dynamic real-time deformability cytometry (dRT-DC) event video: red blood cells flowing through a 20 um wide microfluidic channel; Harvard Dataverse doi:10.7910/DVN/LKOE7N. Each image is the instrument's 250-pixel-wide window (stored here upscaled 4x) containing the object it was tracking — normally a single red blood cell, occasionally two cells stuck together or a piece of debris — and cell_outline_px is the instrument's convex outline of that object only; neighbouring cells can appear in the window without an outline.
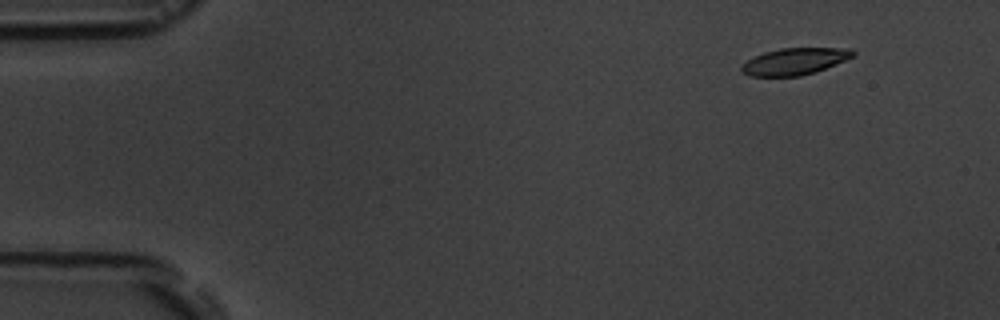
{"species": "common noctule bat (a hibernating species)", "species_latin": "Nyctalus noctula", "temperature_condition": "room temperature", "stored_images_in_passage": 6, "camera_frame_rate_fps": 3000, "um_per_image_px": 0.085, "animal": {"sex": "male", "body_mass_g": 19.5, "forearm_length_mm": 54.6}, "frame": {"image": 1, "passage_image": 2, "time_ms": 1.333, "image_size_px": [1000, 320], "cell_outline_px": [[856, 52], [852, 56], [844, 60], [816, 72], [800, 76], [752, 76], [744, 72], [740, 68], [748, 60], [764, 52], [780, 48], [852, 48]], "centroid_in_image_um": [67.57, 5.21], "position_along_channel_um": 17.4, "area_um2": 17.11}}
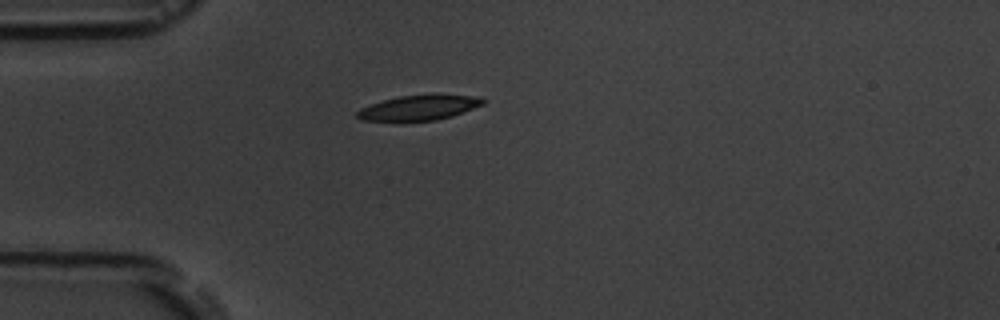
{"frame": {"image": 2, "passage_image": 5, "time_ms": 4.667, "image_size_px": [1000, 320], "cell_outline_px": [[488, 100], [484, 104], [452, 116], [436, 120], [360, 120], [356, 116], [356, 112], [360, 108], [384, 100], [400, 96], [480, 96]], "centroid_in_image_um": [35.63, 9.17], "position_along_channel_um": 49.4, "area_um2": 17.63}}